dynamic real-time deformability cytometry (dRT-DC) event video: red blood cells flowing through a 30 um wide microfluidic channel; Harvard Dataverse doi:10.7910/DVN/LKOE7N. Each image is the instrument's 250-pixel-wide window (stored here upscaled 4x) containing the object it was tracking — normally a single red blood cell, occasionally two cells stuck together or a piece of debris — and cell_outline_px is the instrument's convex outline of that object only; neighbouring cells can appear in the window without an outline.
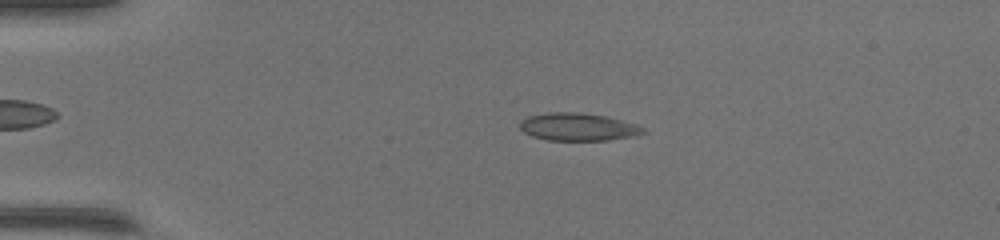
{"species": "common noctule bat (a hibernating species)", "species_latin": "Nyctalus noctula", "temperature_condition": "warm", "stored_images_in_passage": 49, "camera_frame_rate_fps": 3000, "um_per_image_px": 0.085, "animal": {"sex": "female", "body_mass_g": 17.0, "forearm_length_mm": 48.0}, "frame": {"image": 1, "passage_image": 11, "time_ms": 3.333, "image_size_px": [1000, 240], "cell_outline_px": [[648, 132], [632, 136], [608, 140], [548, 140], [532, 136], [524, 132], [520, 128], [520, 120], [528, 116], [548, 112], [576, 112], [604, 116], [636, 124], [644, 128]], "centroid_in_image_um": [49.11, 10.78], "position_along_channel_um": 35.9, "area_um2": 19.77}}
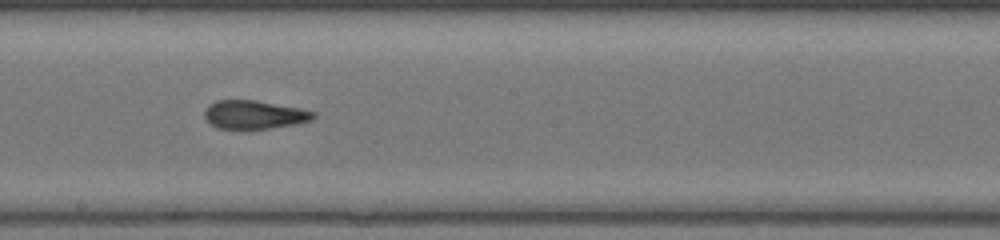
{"frame": {"image": 2, "passage_image": 28, "time_ms": 9.0, "image_size_px": [1000, 240], "cell_outline_px": [[316, 116], [312, 120], [296, 124], [268, 128], [216, 128], [204, 116], [204, 108], [208, 104], [216, 100], [256, 100], [300, 108], [316, 112]], "centroid_in_image_um": [21.61, 9.73], "position_along_channel_um": 226.6, "area_um2": 18.03}}
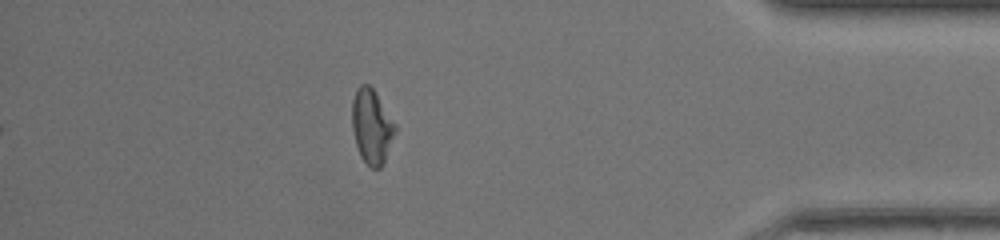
{"frame": {"image": 3, "passage_image": 43, "time_ms": 14.0, "image_size_px": [1000, 240], "cell_outline_px": [[396, 132], [384, 160], [380, 168], [372, 168], [360, 156], [356, 144], [352, 128], [352, 100], [356, 88], [360, 84], [368, 84], [372, 88], [396, 124]], "centroid_in_image_um": [31.58, 10.72], "position_along_channel_um": 403.6, "area_um2": 18.5}, "authors_computed_cell_mechanics": {"area_um2": 18.9006, "velocity_mm_per_s": 4.2848, "shape_relaxation_time_tau1_ms": 8.1028, "shape_relaxation_time_tau2_ms": 1.041, "deformation_change_tau1": 0.2634, "deformation_change_tau2": 0.0833}}